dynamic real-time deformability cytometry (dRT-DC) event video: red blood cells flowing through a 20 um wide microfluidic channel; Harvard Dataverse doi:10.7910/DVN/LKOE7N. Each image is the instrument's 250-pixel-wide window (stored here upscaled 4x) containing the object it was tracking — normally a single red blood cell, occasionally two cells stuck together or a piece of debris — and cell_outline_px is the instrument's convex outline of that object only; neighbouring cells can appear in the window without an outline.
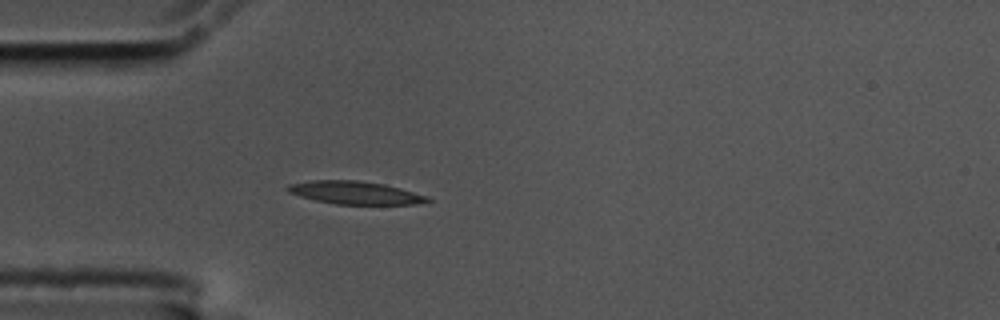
{"species": "common noctule bat (a hibernating species)", "species_latin": "Nyctalus noctula", "temperature_condition": "cold", "stored_images_in_passage": 41, "camera_frame_rate_fps": 3000, "um_per_image_px": 0.085, "animal": {"sex": "male", "body_mass_g": 17.5, "forearm_length_mm": 52.3}, "frame": {"image": 1, "passage_image": 1, "time_ms": 0.0, "image_size_px": [1000, 320], "cell_outline_px": [[432, 200], [412, 204], [336, 204], [316, 200], [300, 196], [288, 192], [284, 188], [288, 184], [312, 180], [356, 180], [384, 184], [400, 188], [428, 196]], "centroid_in_image_um": [30.14, 16.37], "position_along_channel_um": 54.9, "area_um2": 18.55}}
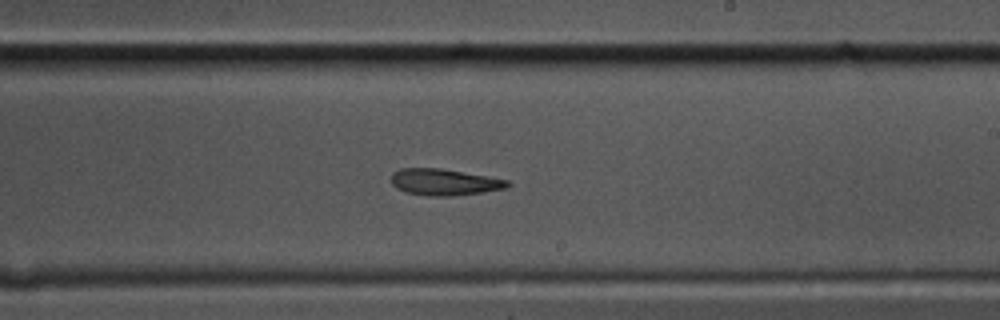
{"frame": {"image": 2, "passage_image": 18, "time_ms": 5.667, "image_size_px": [1000, 320], "cell_outline_px": [[512, 184], [508, 188], [452, 196], [428, 196], [404, 192], [396, 188], [392, 184], [392, 172], [400, 168], [440, 168], [508, 180]], "centroid_in_image_um": [37.74, 15.48], "position_along_channel_um": 251.3, "area_um2": 17.92}}
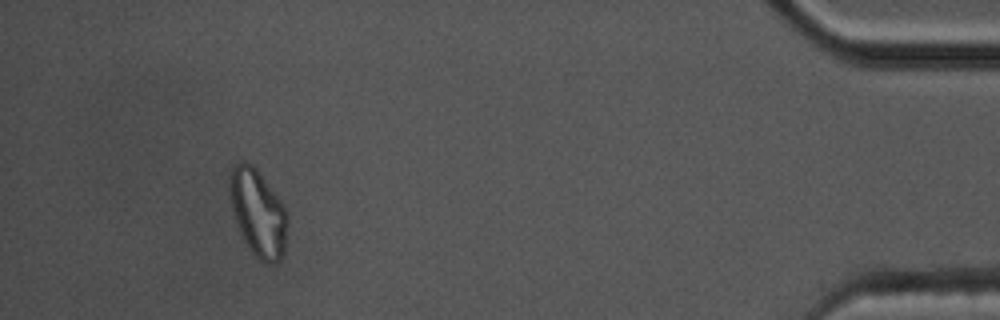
{"frame": {"image": 3, "passage_image": 37, "time_ms": 12.0, "image_size_px": [1000, 320], "cell_outline_px": [[288, 224], [284, 252], [280, 260], [276, 264], [264, 264], [248, 248], [240, 232], [232, 208], [228, 172], [232, 164], [244, 160], [252, 164], [256, 168], [280, 200], [288, 216]], "centroid_in_image_um": [21.93, 18.09], "position_along_channel_um": 413.3, "area_um2": 29.42}, "authors_computed_cell_mechanics": {"area_um2": 18.6116, "velocity_mm_per_s": 3.579, "shape_relaxation_time_tau1_ms": 5.0294, "shape_relaxation_time_tau2_ms": 3.5432, "deformation_change_tau1": 0.2025, "deformation_change_tau2": 0.1261}}